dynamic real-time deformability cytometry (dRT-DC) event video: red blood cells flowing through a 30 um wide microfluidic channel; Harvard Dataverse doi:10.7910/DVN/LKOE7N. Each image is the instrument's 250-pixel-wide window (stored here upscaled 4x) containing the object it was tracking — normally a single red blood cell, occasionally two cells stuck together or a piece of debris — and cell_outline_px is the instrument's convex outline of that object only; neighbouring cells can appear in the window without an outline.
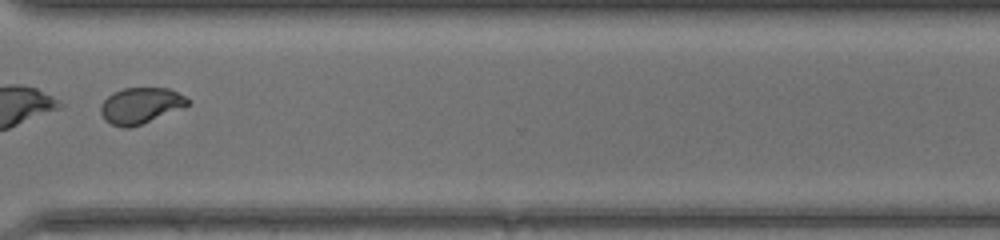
{"species": "common noctule bat (a hibernating species)", "species_latin": "Nyctalus noctula", "temperature_condition": "warm", "stored_images_in_passage": 49, "segment_of_instrument_passage": [2, 2], "camera_frame_rate_fps": 3000, "um_per_image_px": 0.085, "animal": {"sex": "female", "body_mass_g": 17.0, "forearm_length_mm": 48.0}, "frame": {"image": 1, "passage_image": 38, "time_ms": 12.333, "image_size_px": [1000, 240], "cell_outline_px": [[192, 100], [184, 108], [140, 124], [128, 128], [124, 128], [112, 124], [104, 120], [100, 112], [100, 104], [112, 92], [124, 88], [168, 88]], "centroid_in_image_um": [11.94, 8.97], "position_along_channel_um": 358.7, "area_um2": 18.26}}